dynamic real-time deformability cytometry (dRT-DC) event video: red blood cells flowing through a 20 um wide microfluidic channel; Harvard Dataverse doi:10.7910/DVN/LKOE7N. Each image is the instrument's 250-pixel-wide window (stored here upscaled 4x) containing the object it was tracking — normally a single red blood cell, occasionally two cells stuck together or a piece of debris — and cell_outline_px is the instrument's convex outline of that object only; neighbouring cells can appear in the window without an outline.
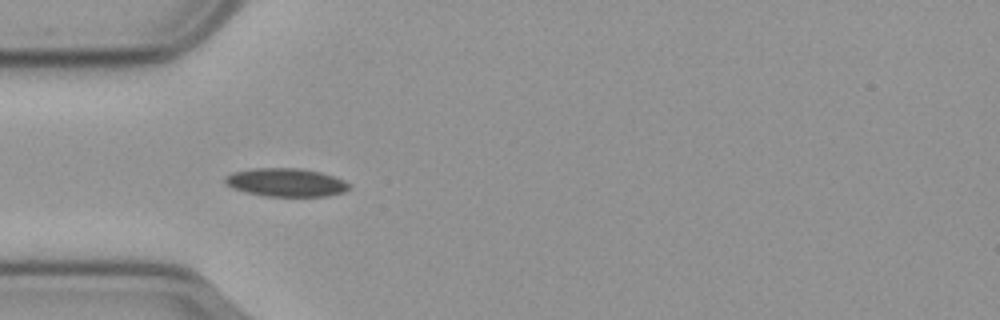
{"species": "common noctule bat (a hibernating species)", "species_latin": "Nyctalus noctula", "temperature_condition": "cold", "stored_images_in_passage": 16, "camera_frame_rate_fps": 3000, "um_per_image_px": 0.085, "animal": {"sex": "male", "body_mass_g": 23.1, "forearm_length_mm": 52.7}, "frame": {"image": 1, "passage_image": 10, "time_ms": 3.0, "image_size_px": [1000, 320], "cell_outline_px": [[348, 188], [344, 192], [328, 196], [268, 196], [244, 192], [232, 188], [224, 180], [224, 176], [232, 172], [252, 168], [300, 168], [320, 172], [344, 180], [348, 184]], "centroid_in_image_um": [24.27, 15.5], "position_along_channel_um": 60.7, "area_um2": 20.4}}
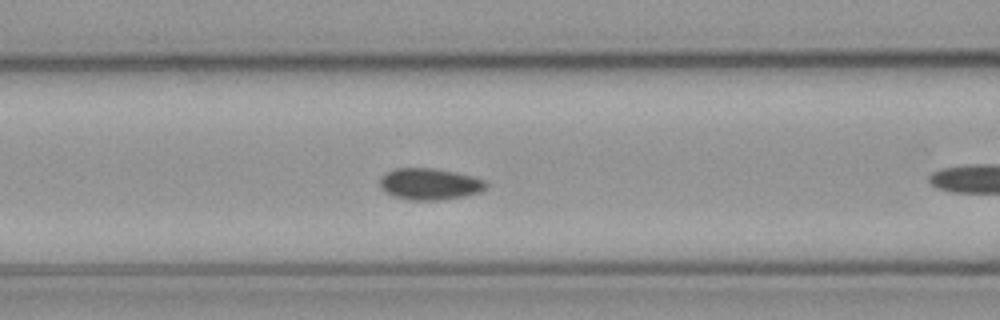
{"frame": {"image": 2, "passage_image": 12, "time_ms": 3.667, "image_size_px": [1000, 320], "cell_outline_px": [[488, 184], [480, 192], [464, 196], [436, 200], [408, 200], [392, 196], [380, 188], [380, 176], [396, 168], [432, 168], [456, 172], [472, 176], [484, 180]], "centroid_in_image_um": [36.49, 15.64], "position_along_channel_um": 130.1, "area_um2": 19.48}}